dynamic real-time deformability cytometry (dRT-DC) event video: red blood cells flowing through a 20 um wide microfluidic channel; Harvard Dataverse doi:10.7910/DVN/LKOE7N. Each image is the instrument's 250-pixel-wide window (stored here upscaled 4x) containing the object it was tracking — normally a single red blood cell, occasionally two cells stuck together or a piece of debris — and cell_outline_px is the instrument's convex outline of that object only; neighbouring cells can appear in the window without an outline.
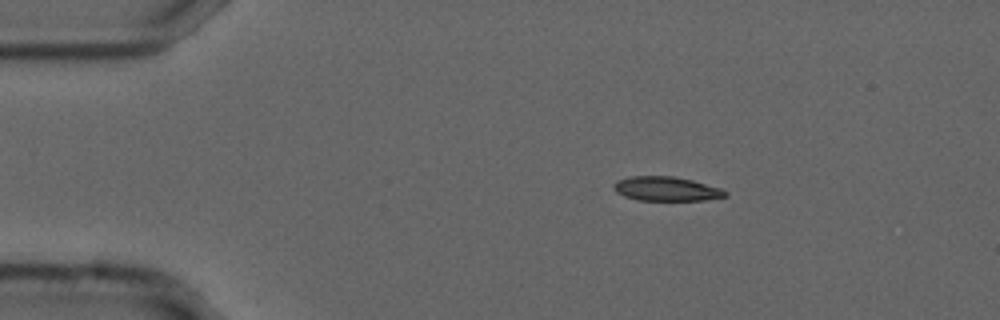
{"species": "common noctule bat (a hibernating species)", "species_latin": "Nyctalus noctula", "temperature_condition": "cold", "stored_images_in_passage": 54, "camera_frame_rate_fps": 3000, "um_per_image_px": 0.085, "animal": {"sex": "male", "forearm_length_mm": 52.5}, "frame": {"image": 1, "passage_image": 9, "time_ms": 2.667, "image_size_px": [1000, 320], "cell_outline_px": [[728, 196], [704, 200], [636, 200], [624, 196], [616, 192], [612, 188], [612, 184], [620, 180], [632, 176], [672, 176], [692, 180], [720, 188], [728, 192]], "centroid_in_image_um": [56.63, 16.05], "position_along_channel_um": 28.4, "area_um2": 15.72}}
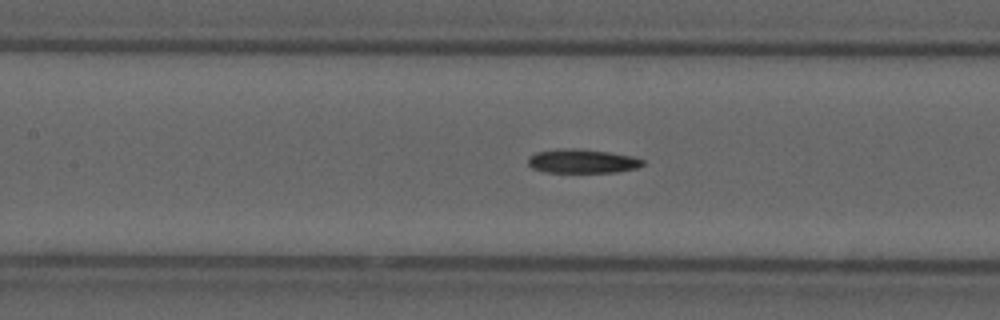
{"frame": {"image": 2, "passage_image": 24, "time_ms": 7.667, "image_size_px": [1000, 320], "cell_outline_px": [[644, 164], [636, 168], [616, 172], [544, 172], [532, 168], [528, 164], [528, 156], [536, 152], [560, 148], [580, 148], [608, 152], [632, 156], [644, 160]], "centroid_in_image_um": [49.46, 13.69], "position_along_channel_um": 157.9, "area_um2": 16.13}}
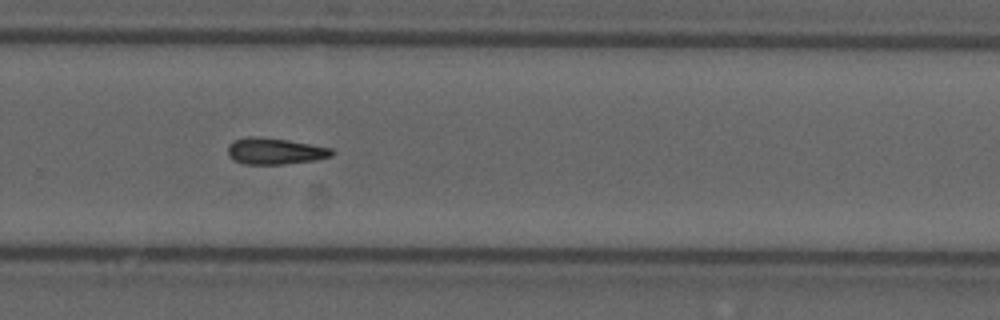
{"frame": {"image": 3, "passage_image": 36, "time_ms": 11.667, "image_size_px": [1000, 320], "cell_outline_px": [[336, 152], [332, 156], [316, 160], [284, 164], [244, 164], [228, 156], [228, 144], [232, 140], [248, 136], [260, 136], [288, 140], [332, 148]], "centroid_in_image_um": [23.37, 12.83], "position_along_channel_um": 306.4, "area_um2": 16.18}}